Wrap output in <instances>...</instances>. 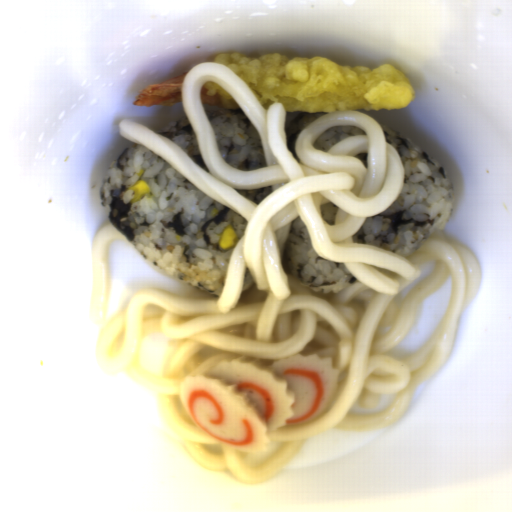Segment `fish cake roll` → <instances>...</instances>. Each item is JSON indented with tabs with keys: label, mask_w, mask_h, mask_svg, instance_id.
<instances>
[{
	"label": "fish cake roll",
	"mask_w": 512,
	"mask_h": 512,
	"mask_svg": "<svg viewBox=\"0 0 512 512\" xmlns=\"http://www.w3.org/2000/svg\"><path fill=\"white\" fill-rule=\"evenodd\" d=\"M333 359L294 354L273 364L246 356L189 375L183 409L207 435L240 454L265 450L270 432L325 414L339 391Z\"/></svg>",
	"instance_id": "14b837c1"
}]
</instances>
